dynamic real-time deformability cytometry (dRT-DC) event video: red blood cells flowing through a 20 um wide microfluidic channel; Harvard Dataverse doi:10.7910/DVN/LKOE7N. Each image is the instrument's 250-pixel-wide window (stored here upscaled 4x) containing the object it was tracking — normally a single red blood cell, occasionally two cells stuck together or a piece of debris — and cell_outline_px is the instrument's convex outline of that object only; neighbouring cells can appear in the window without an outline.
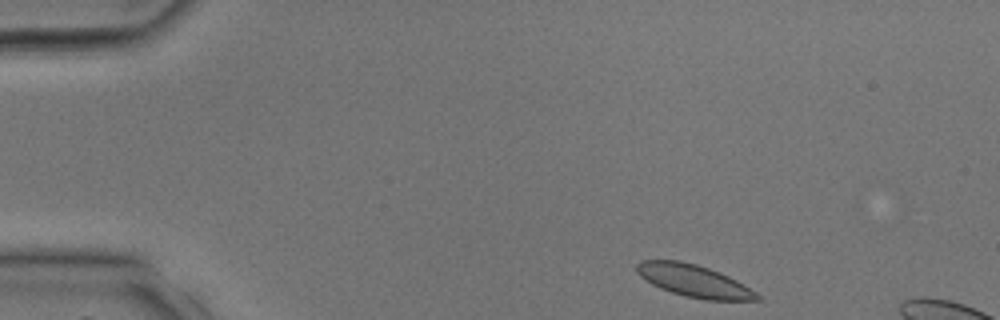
{"species": "common noctule bat (a hibernating species)", "species_latin": "Nyctalus noctula", "temperature_condition": "room temperature", "stored_images_in_passage": 3, "camera_frame_rate_fps": 3000, "um_per_image_px": 0.085, "animal": {"sex": "male", "body_mass_g": 17.9, "forearm_length_mm": 54.2}, "frame": {"image": 1, "passage_image": 1, "time_ms": 0.0, "image_size_px": [1000, 320], "cell_outline_px": [[760, 300], [704, 300], [684, 296], [660, 288], [652, 284], [640, 276], [636, 272], [636, 264], [640, 260], [680, 260], [696, 264], [720, 272], [744, 284], [756, 292], [760, 296]], "centroid_in_image_um": [58.97, 23.87], "position_along_channel_um": 26.0, "area_um2": 22.66}}